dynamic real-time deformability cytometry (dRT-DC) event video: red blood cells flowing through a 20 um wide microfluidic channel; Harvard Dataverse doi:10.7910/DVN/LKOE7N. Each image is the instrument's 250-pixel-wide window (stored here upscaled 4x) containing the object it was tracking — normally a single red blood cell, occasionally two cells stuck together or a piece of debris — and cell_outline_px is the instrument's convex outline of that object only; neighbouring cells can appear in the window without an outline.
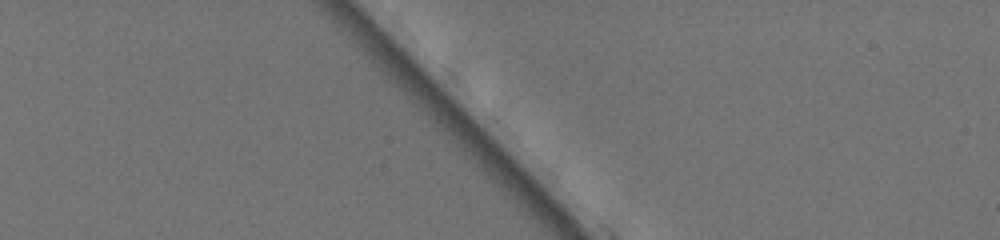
{"species": "common noctule bat (a hibernating species)", "species_latin": "Nyctalus noctula", "temperature_condition": "warm", "stored_images_in_passage": 1, "camera_frame_rate_fps": 3000, "um_per_image_px": 0.085, "animal": {"sex": "female", "body_mass_g": 19.5, "forearm_length_mm": 54.1}, "frame": {"image": 1, "passage_image": 1, "time_ms": 0.0, "image_size_px": [1000, 240], "cell_outline_px": [[600, 80], [596, 88], [568, 60], [556, 44], [564, 28], [572, 24], [588, 40], [596, 56], [600, 68]], "centroid_in_image_um": [49.29, 4.56], "position_along_channel_um": 35.7, "area_um2": 10.06}}